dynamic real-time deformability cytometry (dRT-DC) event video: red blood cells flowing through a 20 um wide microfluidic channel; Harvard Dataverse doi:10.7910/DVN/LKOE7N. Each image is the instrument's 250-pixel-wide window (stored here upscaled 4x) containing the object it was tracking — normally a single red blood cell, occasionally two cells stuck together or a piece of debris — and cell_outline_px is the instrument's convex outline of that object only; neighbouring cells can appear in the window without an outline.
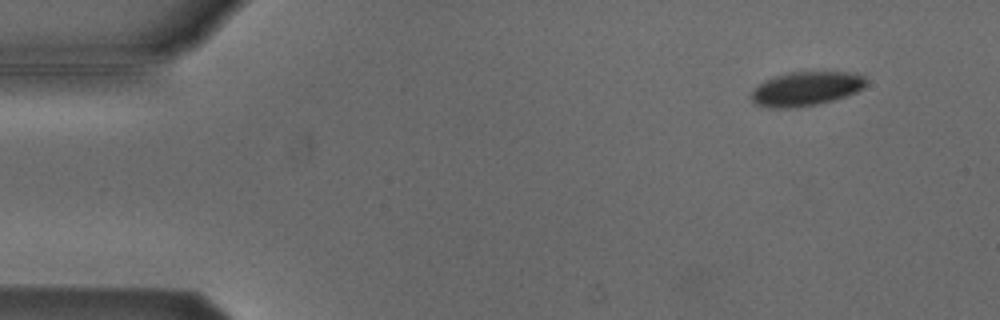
{"species": "Egyptian fruit bat (a non-hibernating species)", "species_latin": "Rousettus aegyptiacus", "temperature_condition": "cold", "stored_images_in_passage": 50, "camera_frame_rate_fps": 3000, "um_per_image_px": 0.085, "animal": {"sex": "male"}, "frame": {"image": 1, "passage_image": 1, "time_ms": 0.0, "image_size_px": [1000, 320], "cell_outline_px": [[864, 88], [856, 92], [832, 100], [816, 104], [796, 108], [772, 108], [756, 104], [752, 100], [752, 92], [764, 80], [788, 72], [856, 72], [864, 76]], "centroid_in_image_um": [68.52, 7.54], "position_along_channel_um": 16.5, "area_um2": 22.6}}
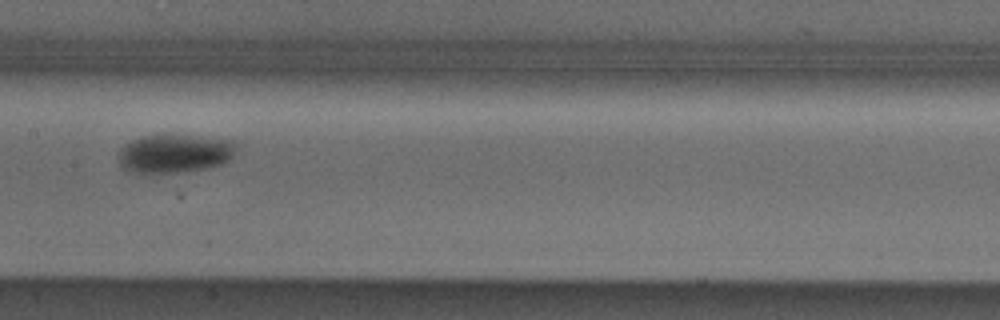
{"frame": {"image": 2, "passage_image": 23, "time_ms": 7.333, "image_size_px": [1000, 320], "cell_outline_px": [[236, 144], [232, 156], [228, 160], [220, 164], [204, 168], [176, 172], [136, 172], [124, 168], [120, 164], [120, 148], [124, 144], [132, 140], [144, 136], [168, 132], [236, 140]], "centroid_in_image_um": [14.86, 12.98], "position_along_channel_um": 192.5, "area_um2": 26.65}}
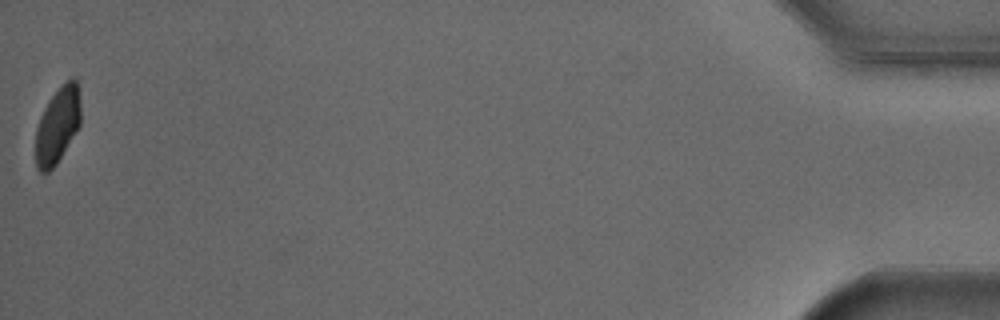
{"frame": {"image": 3, "passage_image": 50, "time_ms": 16.333, "image_size_px": [1000, 320], "cell_outline_px": [[80, 124], [56, 164], [48, 172], [40, 172], [36, 168], [36, 128], [40, 116], [48, 100], [72, 76], [76, 80], [80, 96]], "centroid_in_image_um": [4.88, 10.65], "position_along_channel_um": 430.3, "area_um2": 19.71}, "authors_computed_cell_mechanics": {"area_um2": 24.3049, "velocity_mm_per_s": 3.7804, "shape_relaxation_time_tau1_ms": 2.2839, "shape_relaxation_time_tau2_ms": null, "deformation_change_tau1": 0.0723, "deformation_change_tau2": null}}